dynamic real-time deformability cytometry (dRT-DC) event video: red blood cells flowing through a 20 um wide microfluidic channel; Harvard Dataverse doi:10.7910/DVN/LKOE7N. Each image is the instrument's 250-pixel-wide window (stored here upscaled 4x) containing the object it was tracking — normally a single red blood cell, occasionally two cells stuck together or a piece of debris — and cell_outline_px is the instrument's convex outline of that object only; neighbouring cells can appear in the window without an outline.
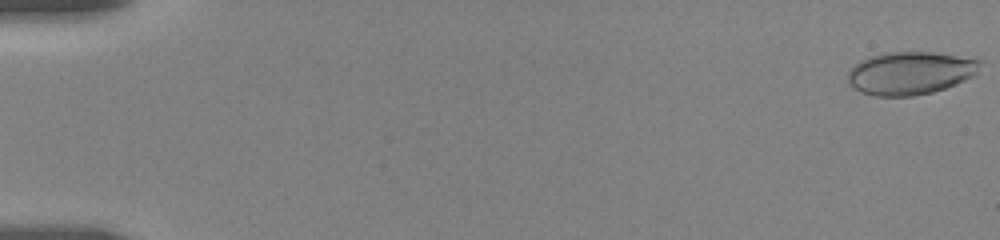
{"species": "human", "species_latin": "Homo sapiens", "temperature_condition": "room temperature", "stored_images_in_passage": 49, "camera_frame_rate_fps": 3000, "um_per_image_px": 0.085, "donor": {"sex": "female"}, "frame": {"image": 1, "passage_image": 1, "time_ms": 0.0, "image_size_px": [1000, 240], "cell_outline_px": [[984, 60], [976, 72], [972, 76], [956, 84], [932, 92], [912, 96], [876, 96], [860, 92], [852, 88], [848, 84], [848, 72], [860, 60], [868, 56], [884, 52], [932, 52]], "centroid_in_image_um": [77.34, 6.21], "position_along_channel_um": 7.7, "area_um2": 33.18}}
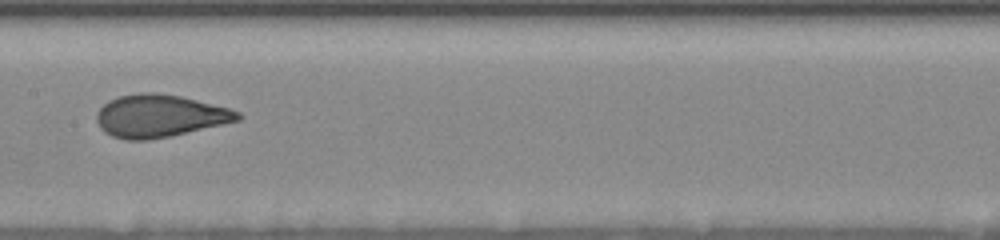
{"frame": {"image": 2, "passage_image": 23, "time_ms": 9.667, "image_size_px": [1000, 240], "cell_outline_px": [[244, 116], [240, 120], [168, 136], [148, 140], [124, 140], [112, 136], [104, 132], [100, 128], [96, 120], [96, 112], [108, 100], [120, 96], [140, 92], [152, 92], [180, 96], [228, 108], [240, 112]], "centroid_in_image_um": [13.53, 9.85], "position_along_channel_um": 193.9, "area_um2": 34.8}}
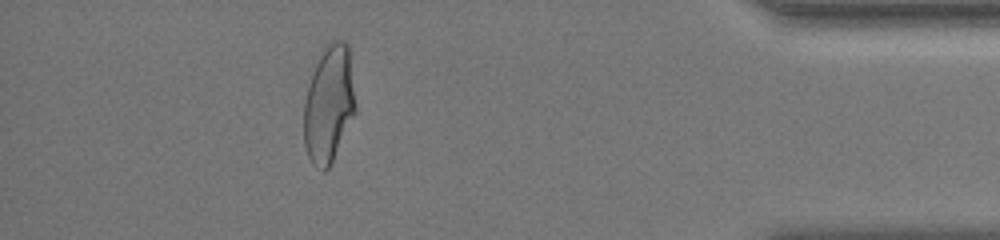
{"frame": {"image": 3, "passage_image": 41, "time_ms": 16.667, "image_size_px": [1000, 240], "cell_outline_px": [[356, 112], [328, 168], [324, 172], [316, 168], [312, 164], [308, 156], [304, 144], [304, 104], [312, 72], [324, 44], [328, 40], [344, 40], [348, 44], [356, 104]], "centroid_in_image_um": [27.95, 8.82], "position_along_channel_um": 407.2, "area_um2": 35.37}, "authors_computed_cell_mechanics": {"area_um2": 34.2754, "velocity_mm_per_s": 3.6305, "shape_relaxation_time_tau1_ms": 4.8985, "shape_relaxation_time_tau2_ms": null, "deformation_change_tau1": 0.1729, "deformation_change_tau2": null}}